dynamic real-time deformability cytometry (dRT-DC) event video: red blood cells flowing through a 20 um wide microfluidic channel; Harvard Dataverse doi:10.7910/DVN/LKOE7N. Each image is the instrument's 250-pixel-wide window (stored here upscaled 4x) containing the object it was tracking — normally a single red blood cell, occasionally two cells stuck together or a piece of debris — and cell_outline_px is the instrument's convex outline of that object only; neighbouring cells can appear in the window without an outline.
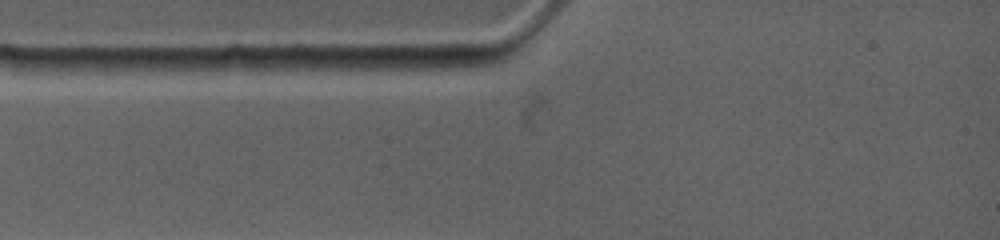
{"species": "common noctule bat (a hibernating species)", "species_latin": "Nyctalus noctula", "temperature_condition": "warm", "stored_images_in_passage": 1, "camera_frame_rate_fps": 4500, "um_per_image_px": 0.085, "animal": {"sex": "female", "body_mass_g": 19.0, "forearm_length_mm": 53.3}, "frame": {"image": 1, "passage_image": 1, "time_ms": 0.0, "image_size_px": [1000, 240], "cell_outline_px": [[208, 68], [172, 76], [96, 76], [56, 68], [52, 60], [84, 56], [200, 60], [208, 64]], "centroid_in_image_um": [10.96, 5.63], "position_along_channel_um": 74.0, "area_um2": 17.51}}